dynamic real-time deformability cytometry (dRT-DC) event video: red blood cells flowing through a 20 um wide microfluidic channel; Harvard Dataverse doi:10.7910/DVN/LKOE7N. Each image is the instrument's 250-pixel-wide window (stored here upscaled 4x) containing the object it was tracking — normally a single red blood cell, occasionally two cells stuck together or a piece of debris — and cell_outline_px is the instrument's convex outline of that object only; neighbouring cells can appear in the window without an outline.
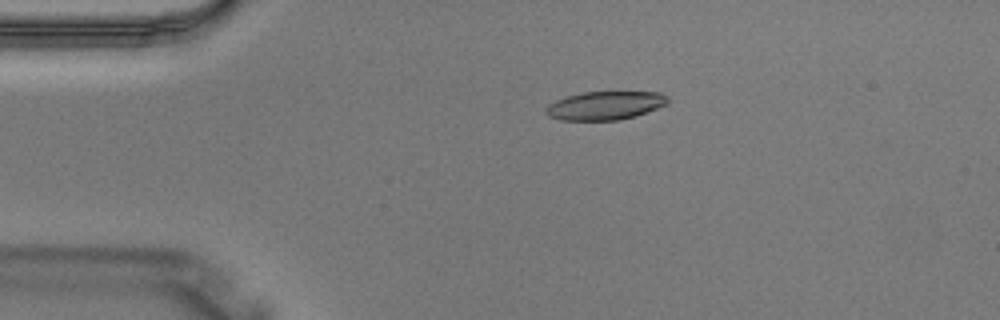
{"species": "Egyptian fruit bat (a non-hibernating species)", "species_latin": "Rousettus aegyptiacus", "temperature_condition": "warm", "stored_images_in_passage": 3, "camera_frame_rate_fps": 3000, "um_per_image_px": 0.085, "animal": {"sex": "male"}, "frame": {"image": 1, "passage_image": 3, "time_ms": 0.667, "image_size_px": [1000, 320], "cell_outline_px": [[668, 104], [636, 116], [620, 120], [560, 120], [548, 116], [544, 112], [544, 108], [548, 104], [556, 100], [568, 96], [584, 92], [660, 92], [668, 96]], "centroid_in_image_um": [51.43, 8.97], "position_along_channel_um": 33.6, "area_um2": 20.35}}